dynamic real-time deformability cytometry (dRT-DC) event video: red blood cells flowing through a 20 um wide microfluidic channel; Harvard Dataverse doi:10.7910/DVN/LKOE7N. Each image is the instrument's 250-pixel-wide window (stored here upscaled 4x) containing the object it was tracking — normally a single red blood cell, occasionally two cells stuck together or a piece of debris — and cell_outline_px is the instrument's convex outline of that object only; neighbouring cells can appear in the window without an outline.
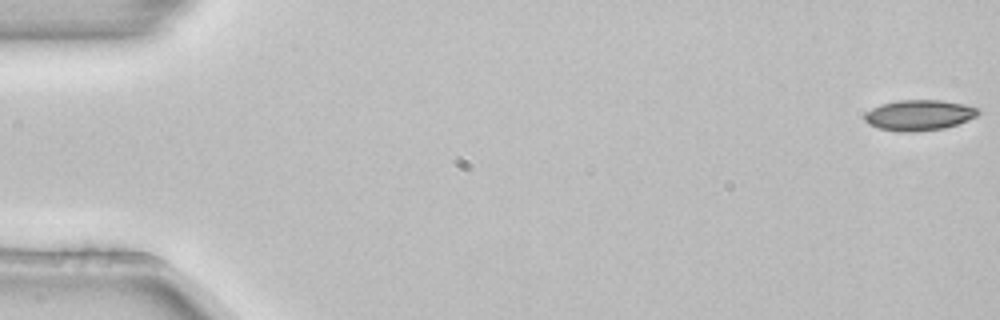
{"species": "common noctule bat (a hibernating species)", "species_latin": "Nyctalus noctula", "temperature_condition": "room temperature", "stored_images_in_passage": 4, "camera_frame_rate_fps": 3000, "um_per_image_px": 0.085, "animal": {"sex": "female", "body_mass_g": 22.7, "forearm_length_mm": 54.2}, "frame": {"image": 1, "passage_image": 1, "time_ms": 0.0, "image_size_px": [1000, 320], "cell_outline_px": [[980, 112], [976, 116], [968, 120], [944, 128], [912, 132], [904, 132], [880, 128], [868, 124], [864, 120], [864, 112], [880, 104], [896, 100], [940, 100], [964, 104], [980, 108]], "centroid_in_image_um": [78.11, 9.77], "position_along_channel_um": 6.9, "area_um2": 20.29}}
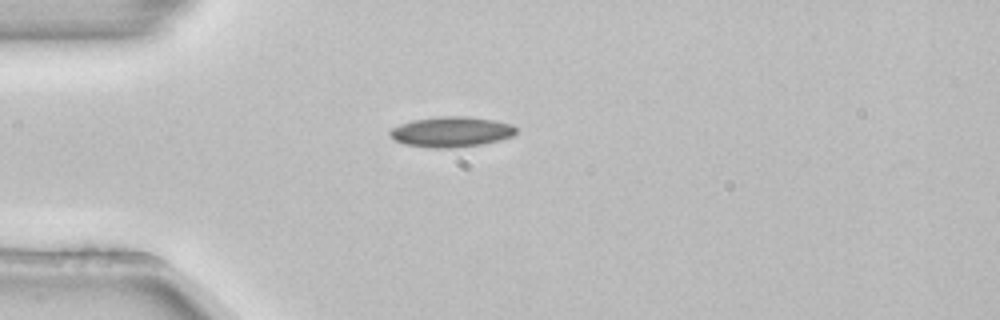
{"frame": {"image": 2, "passage_image": 4, "time_ms": 1.0, "image_size_px": [1000, 320], "cell_outline_px": [[516, 132], [512, 136], [500, 140], [484, 144], [452, 148], [428, 148], [404, 144], [396, 140], [388, 132], [392, 128], [400, 124], [412, 120], [440, 116], [468, 116], [496, 120], [512, 124], [516, 128]], "centroid_in_image_um": [38.38, 11.2], "position_along_channel_um": 46.6, "area_um2": 22.48}}